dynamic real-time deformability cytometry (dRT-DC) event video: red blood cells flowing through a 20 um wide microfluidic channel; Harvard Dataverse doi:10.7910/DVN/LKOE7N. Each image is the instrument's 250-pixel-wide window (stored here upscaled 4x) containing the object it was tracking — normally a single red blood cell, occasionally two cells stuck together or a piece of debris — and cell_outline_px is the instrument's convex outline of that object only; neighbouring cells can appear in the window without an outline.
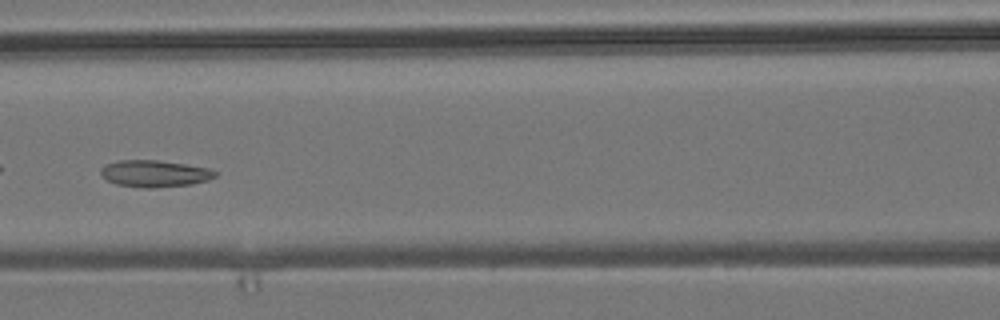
{"species": "common noctule bat (a hibernating species)", "species_latin": "Nyctalus noctula", "temperature_condition": "room temperature", "stored_images_in_passage": 6, "camera_frame_rate_fps": 3000, "um_per_image_px": 0.085, "animal": {"sex": "male", "body_mass_g": 19.2, "forearm_length_mm": 51.8}, "frame": {"image": 1, "passage_image": 6, "time_ms": 7.0, "image_size_px": [1000, 320], "cell_outline_px": [[216, 176], [208, 180], [192, 184], [152, 188], [144, 188], [116, 184], [108, 180], [100, 172], [100, 168], [104, 164], [120, 160], [156, 160], [184, 164], [208, 168], [216, 172]], "centroid_in_image_um": [13.12, 14.75], "position_along_channel_um": 153.5, "area_um2": 17.74}}